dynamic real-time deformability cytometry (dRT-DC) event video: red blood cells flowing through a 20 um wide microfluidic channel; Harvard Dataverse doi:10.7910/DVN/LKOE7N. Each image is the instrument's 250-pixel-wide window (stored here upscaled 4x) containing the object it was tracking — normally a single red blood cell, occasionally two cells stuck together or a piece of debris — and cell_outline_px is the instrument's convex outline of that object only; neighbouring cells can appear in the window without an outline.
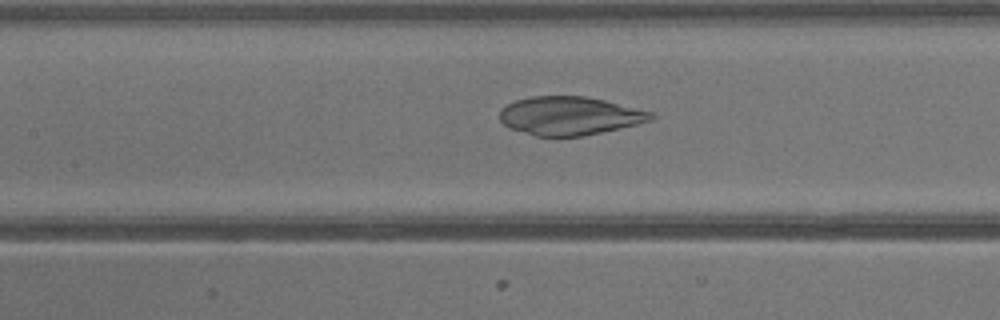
{"species": "common noctule bat (a hibernating species)", "species_latin": "Nyctalus noctula", "temperature_condition": "warm", "stored_images_in_passage": 39, "camera_frame_rate_fps": 3000, "um_per_image_px": 0.085, "animal": {"sex": "male", "body_mass_g": 13.3}, "frame": {"image": 1, "passage_image": 17, "time_ms": 5.333, "image_size_px": [1000, 320], "cell_outline_px": [[656, 116], [652, 120], [636, 124], [600, 132], [580, 136], [536, 136], [508, 128], [500, 120], [500, 108], [516, 100], [532, 96], [584, 96], [604, 100], [652, 112]], "centroid_in_image_um": [48.38, 9.84], "position_along_channel_um": 159.0, "area_um2": 33.64}}
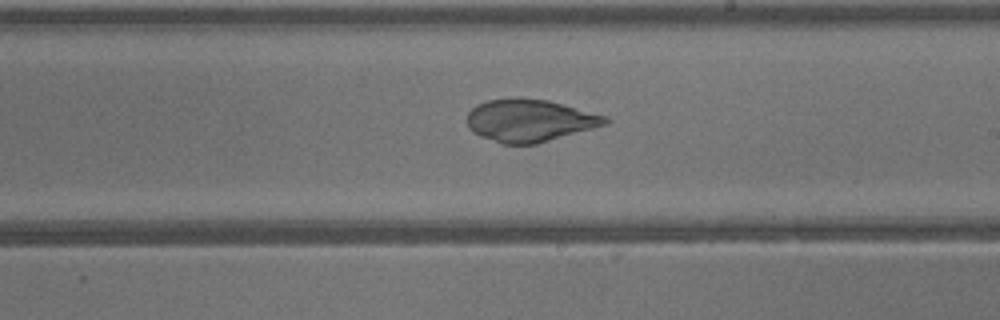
{"frame": {"image": 2, "passage_image": 22, "time_ms": 7.0, "image_size_px": [1000, 320], "cell_outline_px": [[612, 120], [608, 124], [536, 144], [504, 144], [480, 136], [472, 132], [468, 128], [468, 112], [476, 104], [488, 100], [516, 96], [520, 96], [548, 100], [608, 116]], "centroid_in_image_um": [45.03, 10.22], "position_along_channel_um": 244.0, "area_um2": 34.56}}
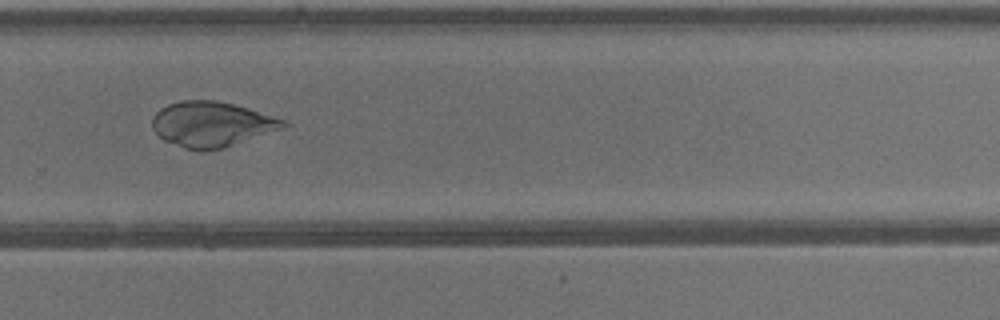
{"frame": {"image": 3, "passage_image": 26, "time_ms": 8.333, "image_size_px": [1000, 320], "cell_outline_px": [[288, 124], [280, 128], [224, 148], [184, 148], [164, 140], [152, 128], [152, 116], [160, 108], [168, 104], [180, 100], [216, 100], [248, 108], [284, 120]], "centroid_in_image_um": [17.93, 10.52], "position_along_channel_um": 311.9, "area_um2": 33.64}}